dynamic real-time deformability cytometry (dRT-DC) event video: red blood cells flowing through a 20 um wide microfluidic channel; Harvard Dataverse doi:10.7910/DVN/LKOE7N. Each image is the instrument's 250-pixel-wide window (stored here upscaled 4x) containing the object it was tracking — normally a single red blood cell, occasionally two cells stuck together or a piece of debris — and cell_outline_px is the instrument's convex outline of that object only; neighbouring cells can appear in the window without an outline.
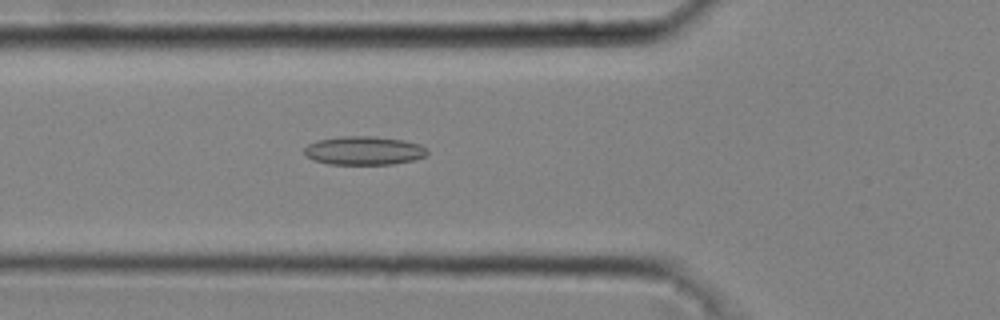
{"species": "common noctule bat (a hibernating species)", "species_latin": "Nyctalus noctula", "temperature_condition": "cold", "stored_images_in_passage": 37, "camera_frame_rate_fps": 3000, "um_per_image_px": 0.085, "animal": {"sex": "male", "body_mass_g": 20.4}, "frame": {"image": 1, "passage_image": 8, "time_ms": 2.333, "image_size_px": [1000, 320], "cell_outline_px": [[428, 152], [424, 156], [412, 160], [392, 164], [328, 164], [312, 160], [304, 156], [304, 148], [308, 144], [316, 140], [340, 136], [376, 136], [404, 140], [420, 144], [428, 148]], "centroid_in_image_um": [30.9, 12.79], "position_along_channel_um": 94.9, "area_um2": 20.75}}
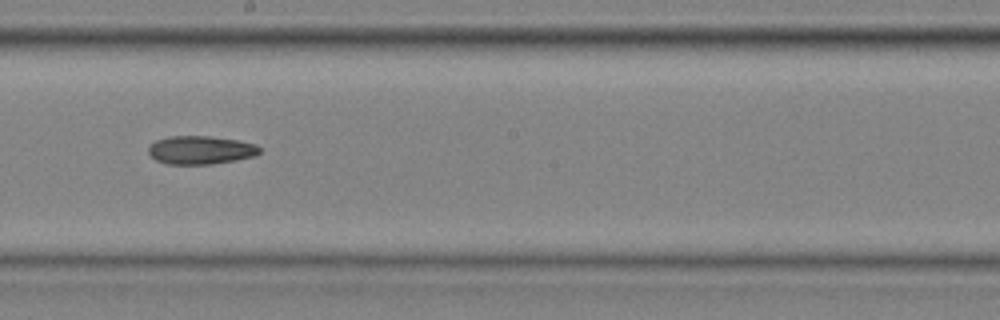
{"frame": {"image": 2, "passage_image": 18, "time_ms": 5.667, "image_size_px": [1000, 320], "cell_outline_px": [[260, 152], [252, 156], [212, 164], [168, 164], [156, 160], [148, 152], [148, 148], [156, 140], [168, 136], [208, 136], [236, 140], [256, 144], [260, 148]], "centroid_in_image_um": [17.02, 12.74], "position_along_channel_um": 231.2, "area_um2": 18.09}}
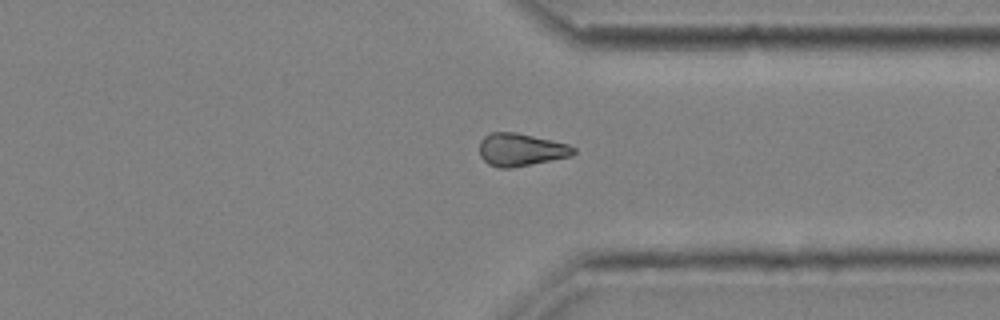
{"frame": {"image": 3, "passage_image": 28, "time_ms": 9.0, "image_size_px": [1000, 320], "cell_outline_px": [[576, 152], [572, 156], [512, 168], [500, 168], [488, 164], [480, 156], [480, 140], [488, 132], [516, 132], [552, 140], [568, 144], [576, 148]], "centroid_in_image_um": [44.27, 12.72], "position_along_channel_um": 367.1, "area_um2": 18.09}, "authors_computed_cell_mechanics": {"area_um2": 18.3226, "velocity_mm_per_s": 4.0798, "shape_relaxation_time_tau1_ms": 5.6391, "shape_relaxation_time_tau2_ms": null, "deformation_change_tau1": 0.0594, "deformation_change_tau2": null}}